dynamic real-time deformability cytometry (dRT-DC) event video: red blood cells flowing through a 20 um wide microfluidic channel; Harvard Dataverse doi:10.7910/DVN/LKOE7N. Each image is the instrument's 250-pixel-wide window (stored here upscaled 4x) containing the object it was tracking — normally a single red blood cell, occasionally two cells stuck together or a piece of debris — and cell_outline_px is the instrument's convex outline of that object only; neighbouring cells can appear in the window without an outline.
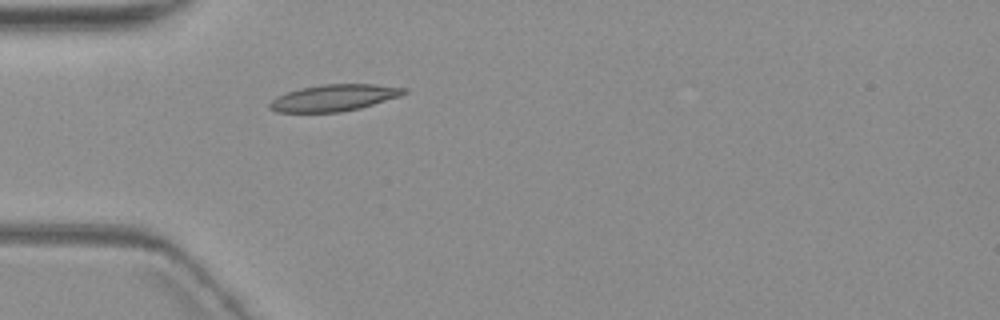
{"species": "common noctule bat (a hibernating species)", "species_latin": "Nyctalus noctula", "temperature_condition": "warm", "stored_images_in_passage": 3, "camera_frame_rate_fps": 3000, "um_per_image_px": 0.085, "animal": {"sex": "female", "body_mass_g": 19.3, "forearm_length_mm": 54.1}, "frame": {"image": 1, "passage_image": 3, "time_ms": 3.333, "image_size_px": [1000, 320], "cell_outline_px": [[408, 92], [400, 96], [360, 108], [340, 112], [276, 112], [268, 108], [268, 104], [276, 96], [300, 88], [324, 84], [376, 84], [408, 88]], "centroid_in_image_um": [28.4, 8.31], "position_along_channel_um": 56.6, "area_um2": 20.87}}